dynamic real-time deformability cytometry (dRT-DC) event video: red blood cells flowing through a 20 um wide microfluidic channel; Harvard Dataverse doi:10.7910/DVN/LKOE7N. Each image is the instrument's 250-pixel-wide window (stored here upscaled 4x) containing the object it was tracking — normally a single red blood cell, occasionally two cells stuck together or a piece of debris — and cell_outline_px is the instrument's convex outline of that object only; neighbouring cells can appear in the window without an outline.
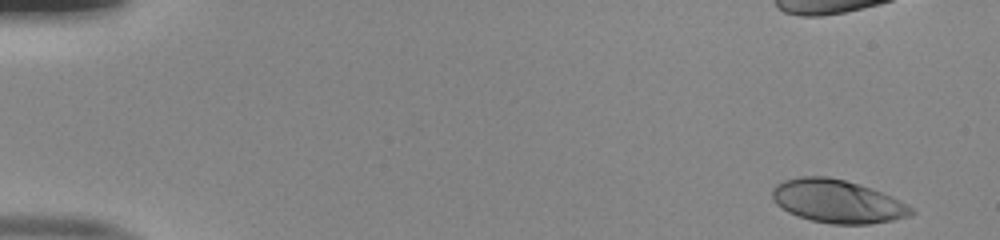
{"species": "human", "species_latin": "Homo sapiens", "temperature_condition": "room temperature", "stored_images_in_passage": 19, "camera_frame_rate_fps": 3000, "um_per_image_px": 0.085, "donor": {"sex": "male"}, "frame": {"image": 1, "passage_image": 1, "time_ms": 0.0, "image_size_px": [1000, 240], "cell_outline_px": [[916, 212], [912, 216], [892, 220], [868, 224], [832, 224], [812, 220], [796, 216], [788, 212], [776, 204], [772, 196], [772, 188], [776, 184], [784, 180], [800, 176], [828, 176], [844, 180], [872, 188], [912, 208]], "centroid_in_image_um": [71.13, 17.11], "position_along_channel_um": 13.9, "area_um2": 34.74}}